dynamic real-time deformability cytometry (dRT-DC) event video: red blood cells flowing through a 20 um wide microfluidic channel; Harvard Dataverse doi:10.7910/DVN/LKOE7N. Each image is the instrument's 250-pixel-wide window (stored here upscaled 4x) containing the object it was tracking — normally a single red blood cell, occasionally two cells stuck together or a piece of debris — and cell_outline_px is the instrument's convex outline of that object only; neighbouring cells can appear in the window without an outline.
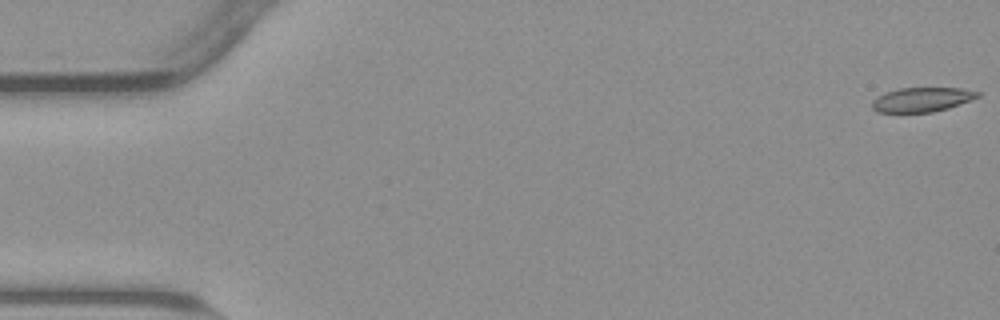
{"species": "common noctule bat (a hibernating species)", "species_latin": "Nyctalus noctula", "temperature_condition": "warm", "stored_images_in_passage": 54, "camera_frame_rate_fps": 3000, "um_per_image_px": 0.085, "animal": {"sex": "male", "body_mass_g": 23.1, "forearm_length_mm": 52.7}, "frame": {"image": 1, "passage_image": 1, "time_ms": 0.0, "image_size_px": [1000, 320], "cell_outline_px": [[980, 96], [960, 104], [948, 108], [932, 112], [876, 112], [872, 108], [872, 100], [876, 96], [884, 92], [900, 88], [960, 88], [980, 92]], "centroid_in_image_um": [78.33, 8.46], "position_along_channel_um": 6.7, "area_um2": 15.03}}
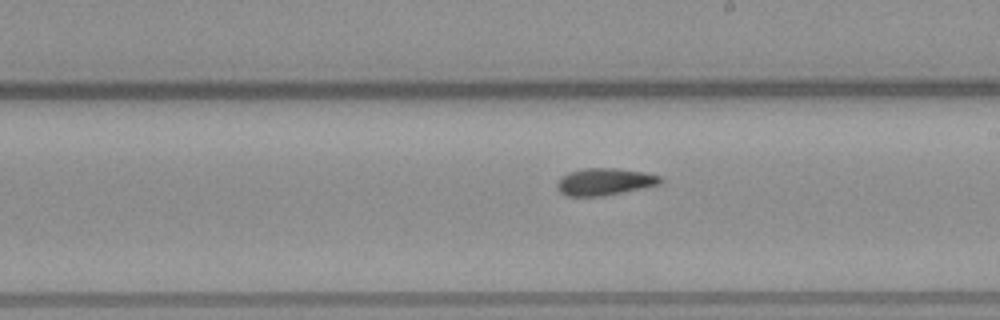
{"frame": {"image": 2, "passage_image": 31, "time_ms": 10.0, "image_size_px": [1000, 320], "cell_outline_px": [[664, 180], [660, 184], [624, 192], [600, 196], [568, 196], [560, 192], [556, 188], [556, 184], [568, 172], [584, 168], [616, 168], [644, 172], [660, 176]], "centroid_in_image_um": [51.4, 15.44], "position_along_channel_um": 237.6, "area_um2": 16.24}}
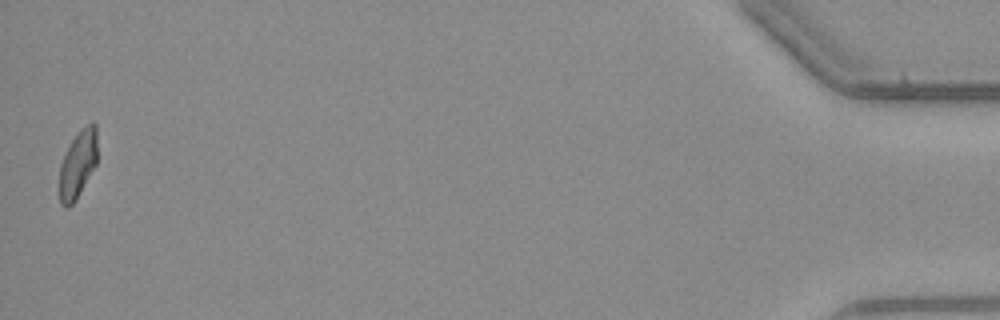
{"frame": {"image": 3, "passage_image": 54, "time_ms": 17.667, "image_size_px": [1000, 320], "cell_outline_px": [[96, 164], [76, 200], [68, 208], [64, 208], [60, 204], [60, 164], [72, 140], [80, 128], [92, 120], [96, 124]], "centroid_in_image_um": [6.62, 13.95], "position_along_channel_um": 428.6, "area_um2": 14.85}, "authors_computed_cell_mechanics": {"area_um2": 16.2418, "velocity_mm_per_s": 3.8235, "shape_relaxation_time_tau1_ms": null, "shape_relaxation_time_tau2_ms": 3.4821, "deformation_change_tau1": null, "deformation_change_tau2": 0.0982}}